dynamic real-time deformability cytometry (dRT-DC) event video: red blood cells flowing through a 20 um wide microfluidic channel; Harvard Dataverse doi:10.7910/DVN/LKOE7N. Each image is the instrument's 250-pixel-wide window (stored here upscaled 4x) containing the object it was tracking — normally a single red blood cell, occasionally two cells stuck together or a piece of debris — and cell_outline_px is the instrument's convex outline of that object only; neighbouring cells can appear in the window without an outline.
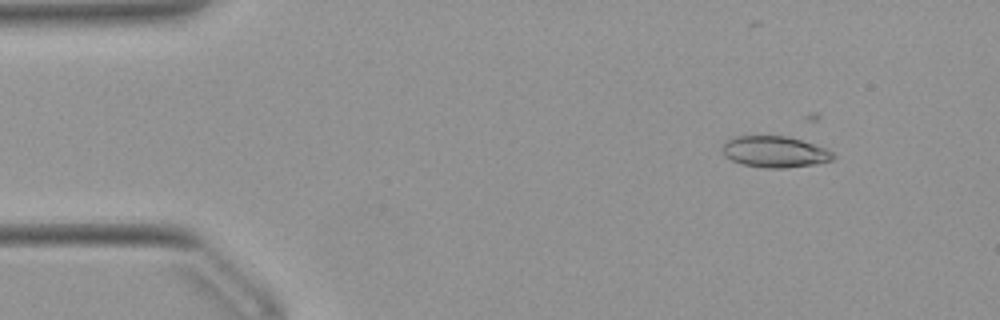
{"species": "Egyptian fruit bat (a non-hibernating species)", "species_latin": "Rousettus aegyptiacus", "temperature_condition": "warm", "stored_images_in_passage": 47, "camera_frame_rate_fps": 3000, "um_per_image_px": 0.085, "animal": {"sex": "female"}, "frame": {"image": 1, "passage_image": 6, "time_ms": 1.667, "image_size_px": [1000, 320], "cell_outline_px": [[836, 156], [832, 160], [812, 164], [784, 168], [764, 168], [744, 164], [732, 160], [724, 156], [724, 140], [732, 136], [784, 136], [800, 140], [824, 148], [832, 152]], "centroid_in_image_um": [65.82, 12.9], "position_along_channel_um": 19.2, "area_um2": 19.88}}
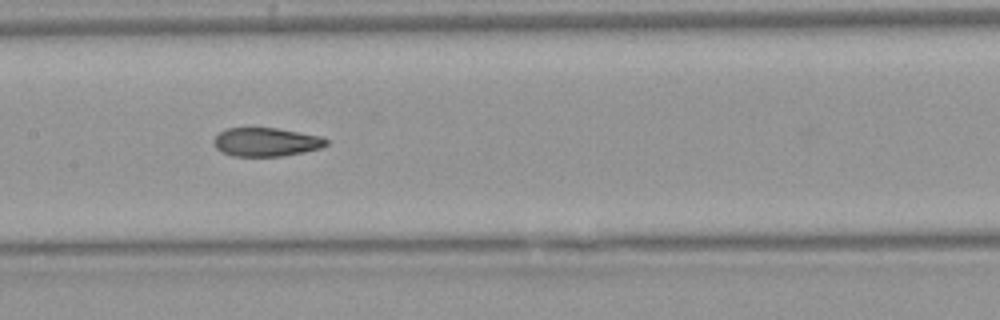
{"frame": {"image": 2, "passage_image": 25, "time_ms": 8.0, "image_size_px": [1000, 320], "cell_outline_px": [[328, 144], [320, 148], [304, 152], [280, 156], [232, 156], [220, 152], [212, 144], [212, 140], [220, 132], [228, 128], [276, 128], [320, 136], [328, 140]], "centroid_in_image_um": [22.58, 12.08], "position_along_channel_um": 184.8, "area_um2": 18.79}}
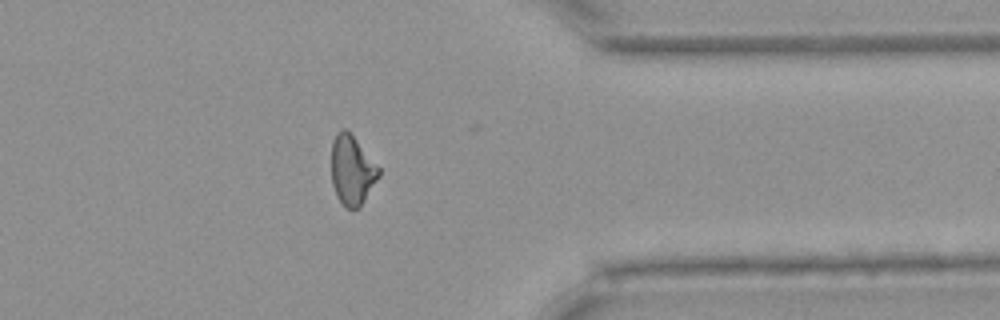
{"frame": {"image": 3, "passage_image": 41, "time_ms": 13.333, "image_size_px": [1000, 320], "cell_outline_px": [[380, 176], [360, 208], [344, 208], [332, 184], [332, 140], [336, 132], [344, 128], [356, 140], [380, 168]], "centroid_in_image_um": [29.93, 14.49], "position_along_channel_um": 381.5, "area_um2": 19.02}, "authors_computed_cell_mechanics": {"area_um2": 19.7098, "velocity_mm_per_s": 3.937, "shape_relaxation_time_tau1_ms": null, "shape_relaxation_time_tau2_ms": 2.2565, "deformation_change_tau1": null, "deformation_change_tau2": 0.0926}}